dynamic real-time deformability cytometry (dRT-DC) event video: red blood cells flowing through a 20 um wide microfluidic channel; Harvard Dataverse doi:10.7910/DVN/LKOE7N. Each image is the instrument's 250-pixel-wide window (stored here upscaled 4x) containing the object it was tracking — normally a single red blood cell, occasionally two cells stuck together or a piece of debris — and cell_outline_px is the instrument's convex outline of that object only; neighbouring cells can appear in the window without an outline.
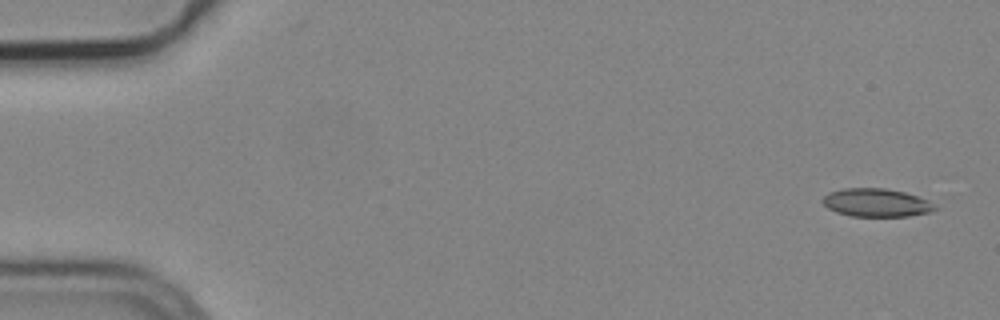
{"species": "common noctule bat (a hibernating species)", "species_latin": "Nyctalus noctula", "temperature_condition": "cold", "stored_images_in_passage": 4, "camera_frame_rate_fps": 3000, "um_per_image_px": 0.085, "animal": {"sex": "male", "body_mass_g": 19.2, "forearm_length_mm": 51.8}, "frame": {"image": 1, "passage_image": 1, "time_ms": 0.0, "image_size_px": [1000, 320], "cell_outline_px": [[940, 208], [928, 212], [908, 216], [852, 216], [836, 212], [828, 208], [820, 200], [828, 192], [844, 188], [884, 188], [904, 192], [928, 200]], "centroid_in_image_um": [74.47, 17.22], "position_along_channel_um": 10.5, "area_um2": 18.44}}
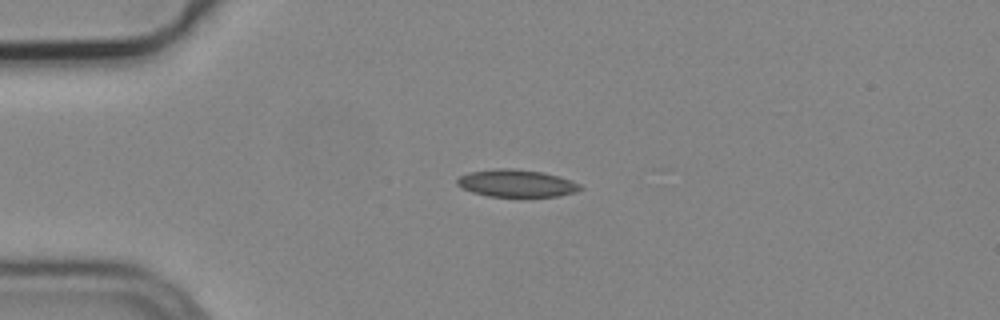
{"frame": {"image": 2, "passage_image": 4, "time_ms": 1.0, "image_size_px": [1000, 320], "cell_outline_px": [[584, 188], [576, 192], [556, 196], [488, 196], [472, 192], [460, 188], [456, 184], [456, 180], [460, 176], [468, 172], [496, 168], [516, 168], [544, 172], [560, 176], [572, 180], [580, 184]], "centroid_in_image_um": [43.9, 15.56], "position_along_channel_um": 41.1, "area_um2": 19.88}}